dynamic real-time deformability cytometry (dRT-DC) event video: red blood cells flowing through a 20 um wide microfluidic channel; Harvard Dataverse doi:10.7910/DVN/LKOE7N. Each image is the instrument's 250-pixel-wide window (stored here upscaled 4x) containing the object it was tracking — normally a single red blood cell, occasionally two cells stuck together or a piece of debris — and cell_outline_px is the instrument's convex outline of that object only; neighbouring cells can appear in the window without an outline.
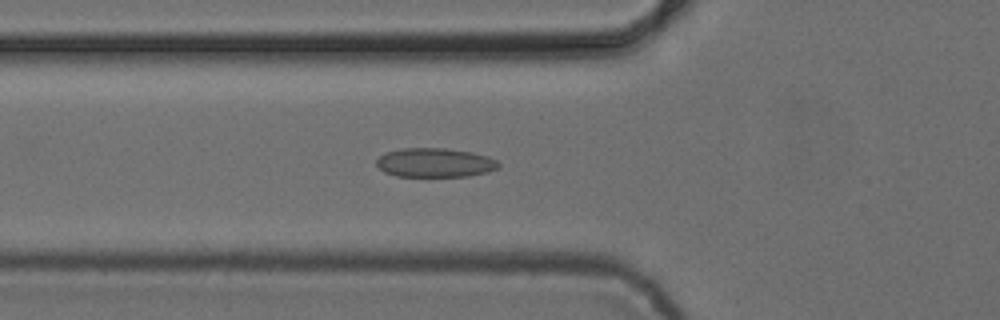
{"species": "common noctule bat (a hibernating species)", "species_latin": "Nyctalus noctula", "temperature_condition": "cold", "stored_images_in_passage": 44, "camera_frame_rate_fps": 3000, "um_per_image_px": 0.085, "animal": {"sex": "female", "body_mass_g": 24.6, "forearm_length_mm": 56.2}, "frame": {"image": 1, "passage_image": 10, "time_ms": 3.0, "image_size_px": [1000, 320], "cell_outline_px": [[500, 164], [496, 168], [488, 172], [468, 176], [396, 176], [384, 172], [376, 164], [376, 160], [380, 156], [388, 152], [400, 148], [444, 148], [472, 152], [488, 156], [496, 160]], "centroid_in_image_um": [36.97, 13.82], "position_along_channel_um": 88.8, "area_um2": 20.63}}
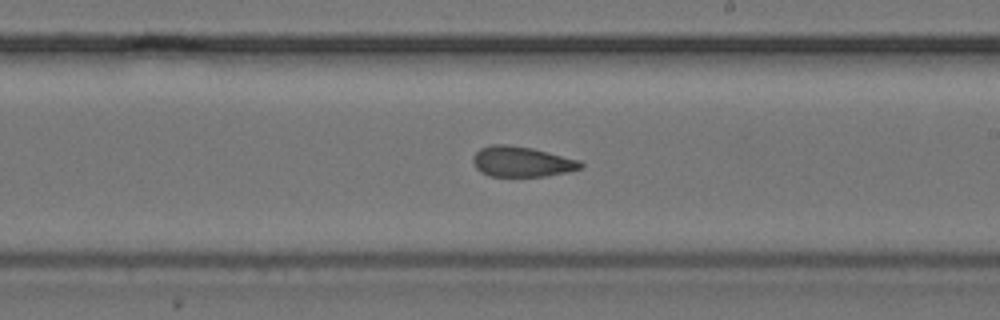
{"frame": {"image": 2, "passage_image": 22, "time_ms": 7.0, "image_size_px": [1000, 320], "cell_outline_px": [[584, 164], [580, 168], [568, 172], [548, 176], [488, 176], [480, 172], [476, 168], [472, 160], [472, 156], [480, 148], [492, 144], [508, 144], [532, 148], [580, 160]], "centroid_in_image_um": [44.32, 13.74], "position_along_channel_um": 244.7, "area_um2": 19.19}}
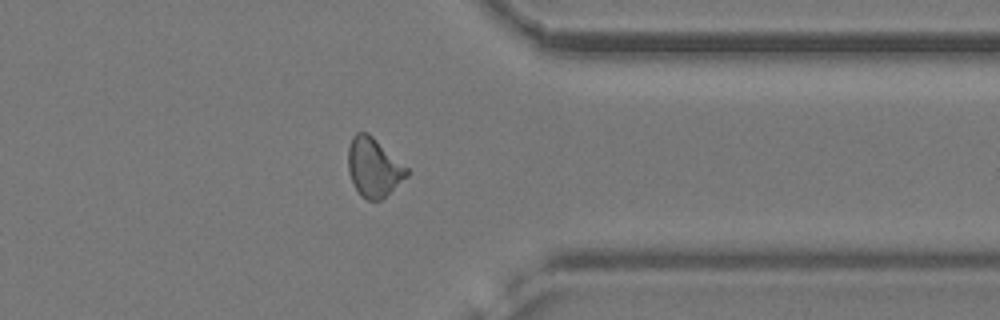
{"frame": {"image": 3, "passage_image": 33, "time_ms": 10.667, "image_size_px": [1000, 320], "cell_outline_px": [[408, 176], [380, 200], [368, 200], [360, 196], [348, 172], [348, 148], [352, 136], [356, 132], [368, 132], [408, 168]], "centroid_in_image_um": [31.75, 14.21], "position_along_channel_um": 379.7, "area_um2": 20.0}, "authors_computed_cell_mechanics": {"area_um2": 19.363, "velocity_mm_per_s": 3.8825, "shape_relaxation_time_tau1_ms": null, "shape_relaxation_time_tau2_ms": 2.0431, "deformation_change_tau1": null, "deformation_change_tau2": 0.0905}}